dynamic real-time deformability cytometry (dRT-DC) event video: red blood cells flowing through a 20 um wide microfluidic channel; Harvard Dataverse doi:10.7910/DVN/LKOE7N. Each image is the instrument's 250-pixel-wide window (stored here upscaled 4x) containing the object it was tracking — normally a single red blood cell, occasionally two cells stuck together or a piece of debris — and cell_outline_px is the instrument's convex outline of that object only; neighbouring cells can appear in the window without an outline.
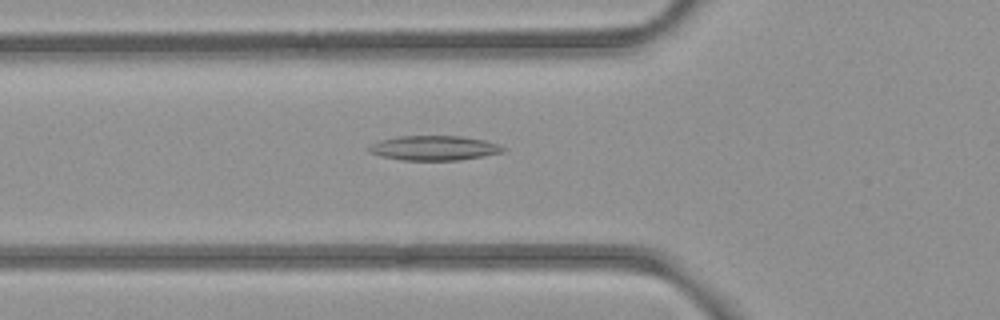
{"species": "common noctule bat (a hibernating species)", "species_latin": "Nyctalus noctula", "temperature_condition": "room temperature", "stored_images_in_passage": 48, "camera_frame_rate_fps": 3000, "um_per_image_px": 0.085, "animal": {"sex": "female", "body_mass_g": 21.9}, "frame": {"image": 1, "passage_image": 14, "time_ms": 4.333, "image_size_px": [1000, 320], "cell_outline_px": [[508, 148], [504, 152], [484, 156], [460, 160], [400, 160], [380, 156], [368, 152], [368, 148], [372, 144], [380, 140], [396, 136], [460, 136], [484, 140]], "centroid_in_image_um": [36.89, 12.58], "position_along_channel_um": 88.9, "area_um2": 19.36}}
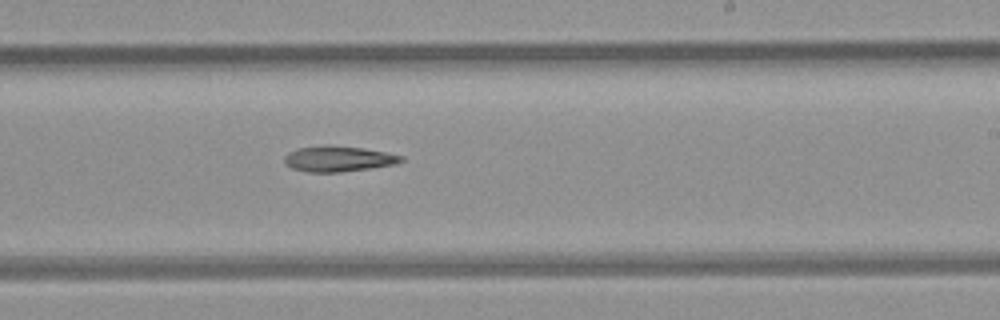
{"frame": {"image": 2, "passage_image": 27, "time_ms": 8.667, "image_size_px": [1000, 320], "cell_outline_px": [[404, 160], [396, 164], [372, 168], [340, 172], [308, 172], [292, 168], [284, 164], [284, 156], [288, 152], [296, 148], [324, 144], [364, 148], [404, 156]], "centroid_in_image_um": [28.73, 13.49], "position_along_channel_um": 260.3, "area_um2": 17.69}}
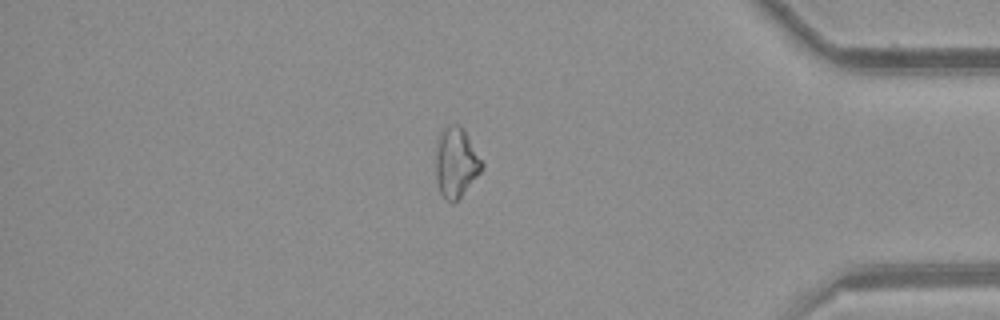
{"frame": {"image": 3, "passage_image": 40, "time_ms": 13.0, "image_size_px": [1000, 320], "cell_outline_px": [[484, 168], [460, 196], [452, 204], [444, 200], [440, 192], [436, 180], [436, 152], [440, 132], [444, 128], [452, 124], [460, 124], [484, 164]], "centroid_in_image_um": [38.75, 13.83], "position_along_channel_um": 396.5, "area_um2": 18.55}}